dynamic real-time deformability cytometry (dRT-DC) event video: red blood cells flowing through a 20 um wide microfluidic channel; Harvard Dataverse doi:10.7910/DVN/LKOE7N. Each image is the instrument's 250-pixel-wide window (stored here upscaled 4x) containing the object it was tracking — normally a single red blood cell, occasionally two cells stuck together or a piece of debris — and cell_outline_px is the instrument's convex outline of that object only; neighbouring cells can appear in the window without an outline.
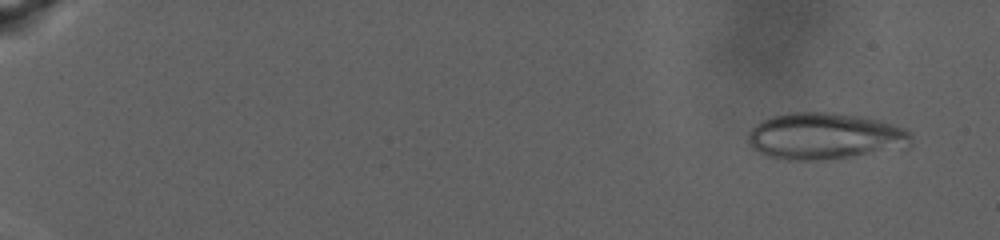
{"species": "human", "species_latin": "Homo sapiens", "temperature_condition": "warm", "stored_images_in_passage": 90, "camera_frame_rate_fps": 3000, "um_per_image_px": 0.085, "donor": {"sex": "male"}, "frame": {"image": 1, "passage_image": 6, "time_ms": 1.667, "image_size_px": [1000, 240], "cell_outline_px": [[912, 144], [908, 148], [836, 160], [784, 160], [764, 156], [752, 148], [748, 144], [748, 132], [756, 124], [772, 116], [788, 112], [836, 112], [860, 116], [880, 120], [908, 128], [912, 132]], "centroid_in_image_um": [70.18, 11.59], "position_along_channel_um": 14.8, "area_um2": 45.72}}
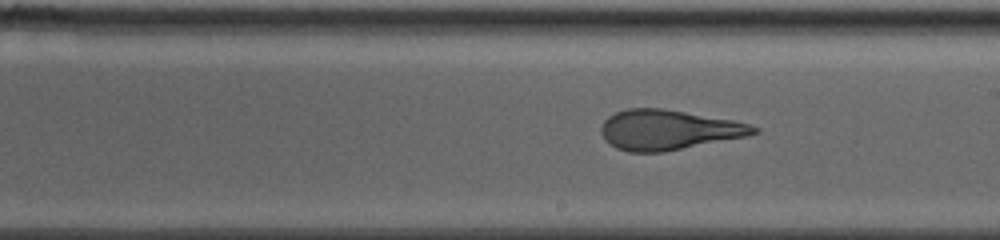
{"frame": {"image": 2, "passage_image": 57, "time_ms": 18.667, "image_size_px": [1000, 240], "cell_outline_px": [[760, 132], [748, 136], [664, 152], [628, 152], [616, 148], [608, 144], [604, 140], [600, 132], [600, 128], [604, 120], [608, 116], [616, 112], [628, 108], [664, 108], [732, 120], [748, 124], [760, 128]], "centroid_in_image_um": [56.79, 11.04], "position_along_channel_um": 232.2, "area_um2": 35.78}}
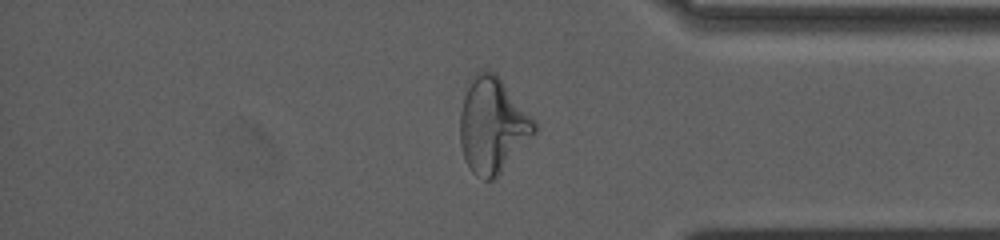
{"frame": {"image": 3, "passage_image": 78, "time_ms": 25.667, "image_size_px": [1000, 240], "cell_outline_px": [[536, 132], [496, 180], [484, 180], [476, 176], [472, 172], [464, 160], [460, 144], [460, 112], [464, 96], [472, 76], [480, 68], [488, 68], [500, 80], [536, 120]], "centroid_in_image_um": [41.85, 10.7], "position_along_channel_um": 393.3, "area_um2": 41.5}, "authors_computed_cell_mechanics": {"area_um2": 40.8068, "velocity_mm_per_s": 2.4326, "shape_relaxation_time_tau1_ms": null, "shape_relaxation_time_tau2_ms": 2.0084, "deformation_change_tau1": null, "deformation_change_tau2": 0.111}}